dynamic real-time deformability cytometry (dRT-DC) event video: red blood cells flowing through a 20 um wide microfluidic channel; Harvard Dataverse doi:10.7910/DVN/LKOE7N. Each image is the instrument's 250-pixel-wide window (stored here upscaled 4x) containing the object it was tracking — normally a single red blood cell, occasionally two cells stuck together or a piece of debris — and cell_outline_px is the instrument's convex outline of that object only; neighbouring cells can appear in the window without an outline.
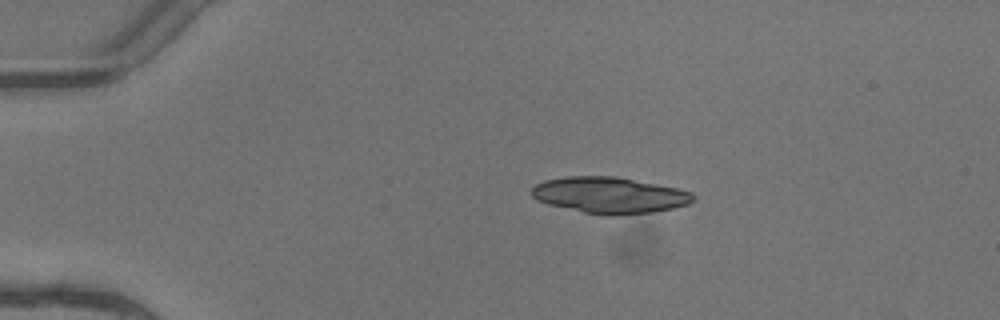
{"species": "common noctule bat (a hibernating species)", "species_latin": "Nyctalus noctula", "temperature_condition": "warm", "stored_images_in_passage": 4, "camera_frame_rate_fps": 3000, "um_per_image_px": 0.085, "animal": {"sex": "female"}, "frame": {"image": 1, "passage_image": 2, "time_ms": 0.333, "image_size_px": [1000, 320], "cell_outline_px": [[696, 200], [688, 204], [672, 208], [652, 212], [616, 216], [604, 216], [584, 212], [548, 204], [536, 200], [532, 196], [532, 188], [536, 184], [544, 180], [568, 176], [616, 176], [676, 188], [692, 192], [696, 196]], "centroid_in_image_um": [51.82, 16.59], "position_along_channel_um": 33.2, "area_um2": 34.22}}